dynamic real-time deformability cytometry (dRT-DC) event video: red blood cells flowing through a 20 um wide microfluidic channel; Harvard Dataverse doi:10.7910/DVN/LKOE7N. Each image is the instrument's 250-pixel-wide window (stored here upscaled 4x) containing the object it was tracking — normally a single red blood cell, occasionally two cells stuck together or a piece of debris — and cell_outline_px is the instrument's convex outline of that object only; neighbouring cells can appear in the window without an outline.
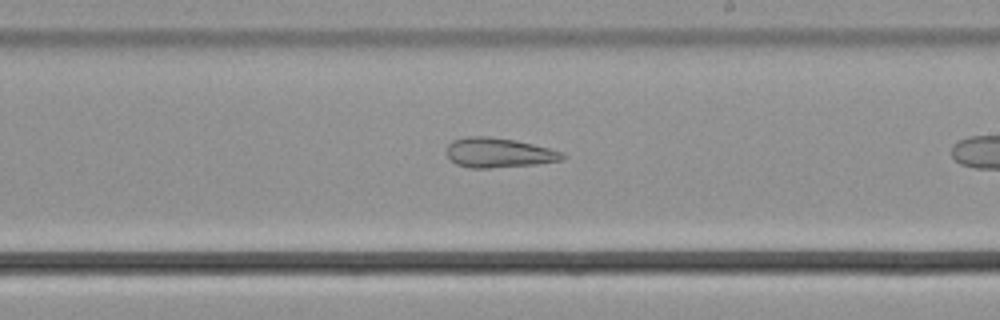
{"species": "common noctule bat (a hibernating species)", "species_latin": "Nyctalus noctula", "temperature_condition": "cold", "stored_images_in_passage": 39, "camera_frame_rate_fps": 3000, "um_per_image_px": 0.085, "animal": {"sex": "male", "body_mass_g": 21.5, "forearm_length_mm": 52.0}, "frame": {"image": 1, "passage_image": 28, "time_ms": 9.0, "image_size_px": [1000, 320], "cell_outline_px": [[568, 156], [560, 160], [536, 164], [488, 168], [468, 168], [456, 164], [448, 156], [448, 144], [452, 140], [468, 136], [488, 136], [512, 140], [532, 144], [564, 152]], "centroid_in_image_um": [42.39, 12.98], "position_along_channel_um": 246.6, "area_um2": 19.88}}